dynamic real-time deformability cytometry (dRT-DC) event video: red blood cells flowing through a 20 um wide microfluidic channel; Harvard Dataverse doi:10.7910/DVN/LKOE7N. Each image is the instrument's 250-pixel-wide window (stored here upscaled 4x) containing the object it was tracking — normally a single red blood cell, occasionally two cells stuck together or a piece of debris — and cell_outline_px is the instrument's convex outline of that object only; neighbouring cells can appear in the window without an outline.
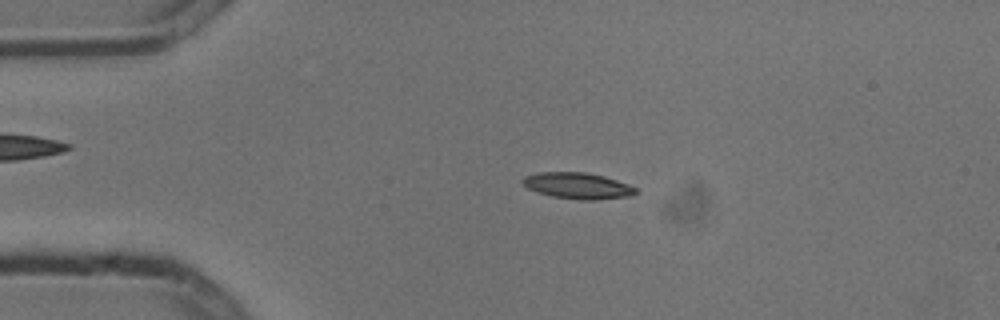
{"species": "common noctule bat (a hibernating species)", "species_latin": "Nyctalus noctula", "temperature_condition": "cold", "stored_images_in_passage": 3, "camera_frame_rate_fps": 3000, "um_per_image_px": 0.085, "animal": {"sex": "male", "body_mass_g": 13.3}, "frame": {"image": 1, "passage_image": 2, "time_ms": 0.333, "image_size_px": [1000, 320], "cell_outline_px": [[636, 192], [632, 196], [596, 200], [580, 200], [552, 196], [536, 192], [528, 188], [520, 180], [524, 176], [540, 172], [584, 172], [604, 176], [628, 184], [636, 188]], "centroid_in_image_um": [49.09, 15.79], "position_along_channel_um": 35.9, "area_um2": 17.28}}